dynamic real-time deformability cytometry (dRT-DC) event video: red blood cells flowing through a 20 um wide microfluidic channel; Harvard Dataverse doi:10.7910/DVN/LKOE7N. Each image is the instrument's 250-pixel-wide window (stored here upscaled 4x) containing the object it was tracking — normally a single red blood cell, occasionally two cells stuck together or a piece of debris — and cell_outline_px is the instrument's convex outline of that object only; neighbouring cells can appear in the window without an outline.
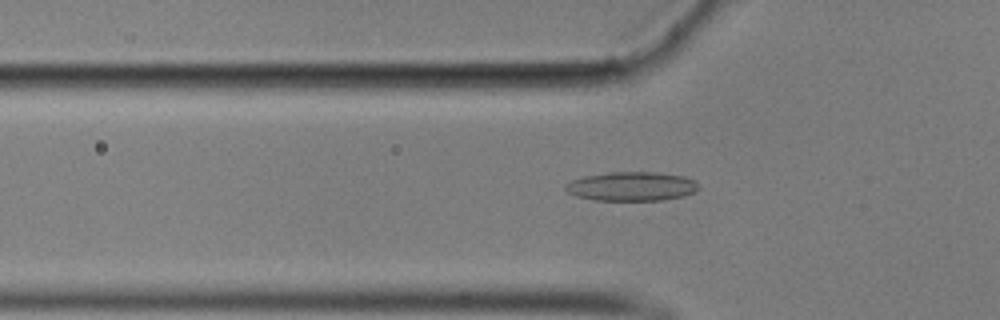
{"species": "common noctule bat (a hibernating species)", "species_latin": "Nyctalus noctula", "temperature_condition": "cold", "stored_images_in_passage": 46, "camera_frame_rate_fps": 3000, "um_per_image_px": 0.085, "animal": {"sex": "male", "body_mass_g": 17.9}, "frame": {"image": 1, "passage_image": 19, "time_ms": 6.0, "image_size_px": [1000, 320], "cell_outline_px": [[700, 188], [696, 192], [684, 196], [664, 200], [596, 200], [576, 196], [568, 192], [564, 188], [564, 184], [572, 180], [584, 176], [612, 172], [656, 172], [684, 176], [696, 180]], "centroid_in_image_um": [53.73, 15.84], "position_along_channel_um": 72.1, "area_um2": 22.72}}
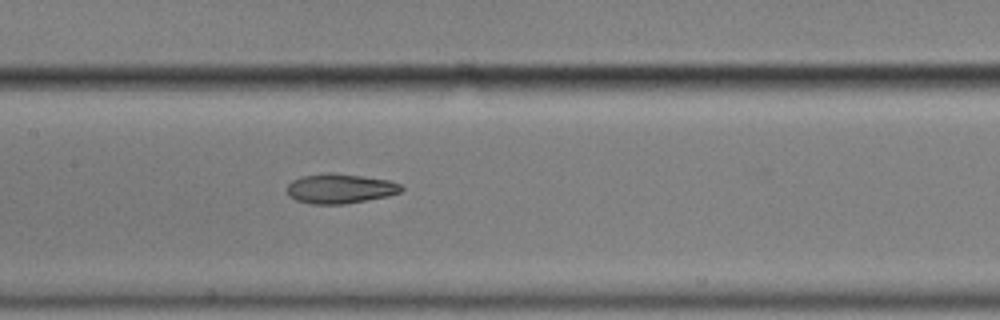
{"frame": {"image": 2, "passage_image": 28, "time_ms": 9.0, "image_size_px": [1000, 320], "cell_outline_px": [[404, 188], [400, 192], [388, 196], [344, 204], [312, 204], [296, 200], [288, 196], [288, 184], [292, 180], [300, 176], [324, 172], [328, 172], [360, 176], [388, 180], [400, 184]], "centroid_in_image_um": [28.87, 16.02], "position_along_channel_um": 178.5, "area_um2": 19.77}}
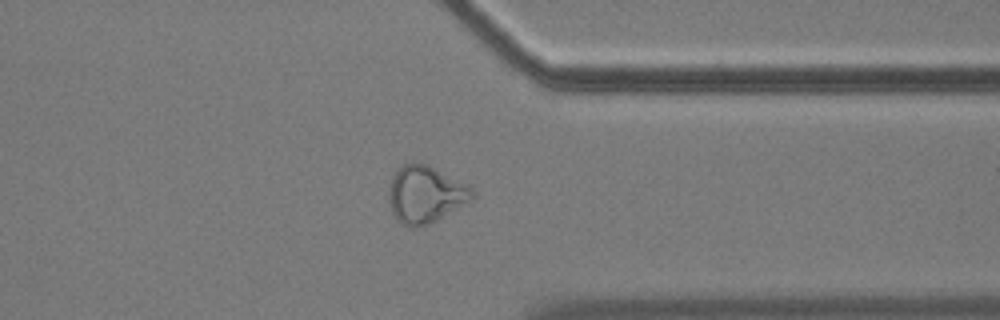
{"frame": {"image": 3, "passage_image": 45, "time_ms": 14.667, "image_size_px": [1000, 320], "cell_outline_px": [[476, 196], [472, 200], [436, 220], [428, 224], [416, 228], [408, 228], [400, 224], [396, 220], [392, 212], [388, 200], [388, 192], [392, 176], [396, 168], [404, 164], [428, 164], [468, 184], [476, 192]], "centroid_in_image_um": [36.15, 16.54], "position_along_channel_um": 375.2, "area_um2": 28.15}}